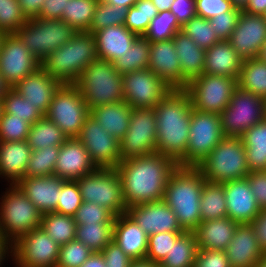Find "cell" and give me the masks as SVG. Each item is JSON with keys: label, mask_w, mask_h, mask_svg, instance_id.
I'll use <instances>...</instances> for the list:
<instances>
[{"label": "cell", "mask_w": 266, "mask_h": 267, "mask_svg": "<svg viewBox=\"0 0 266 267\" xmlns=\"http://www.w3.org/2000/svg\"><path fill=\"white\" fill-rule=\"evenodd\" d=\"M114 224H77L76 240L93 252H101L113 241Z\"/></svg>", "instance_id": "42"}, {"label": "cell", "mask_w": 266, "mask_h": 267, "mask_svg": "<svg viewBox=\"0 0 266 267\" xmlns=\"http://www.w3.org/2000/svg\"><path fill=\"white\" fill-rule=\"evenodd\" d=\"M82 203V196L77 181L65 180L60 189L56 212L74 216Z\"/></svg>", "instance_id": "54"}, {"label": "cell", "mask_w": 266, "mask_h": 267, "mask_svg": "<svg viewBox=\"0 0 266 267\" xmlns=\"http://www.w3.org/2000/svg\"><path fill=\"white\" fill-rule=\"evenodd\" d=\"M9 87L7 86V84L4 82L2 76L0 75V99H2V97L5 94V91L8 89Z\"/></svg>", "instance_id": "72"}, {"label": "cell", "mask_w": 266, "mask_h": 267, "mask_svg": "<svg viewBox=\"0 0 266 267\" xmlns=\"http://www.w3.org/2000/svg\"><path fill=\"white\" fill-rule=\"evenodd\" d=\"M173 39L150 43L148 69L171 89H181V65Z\"/></svg>", "instance_id": "23"}, {"label": "cell", "mask_w": 266, "mask_h": 267, "mask_svg": "<svg viewBox=\"0 0 266 267\" xmlns=\"http://www.w3.org/2000/svg\"><path fill=\"white\" fill-rule=\"evenodd\" d=\"M130 267H158V265L149 260L143 259L132 261Z\"/></svg>", "instance_id": "69"}, {"label": "cell", "mask_w": 266, "mask_h": 267, "mask_svg": "<svg viewBox=\"0 0 266 267\" xmlns=\"http://www.w3.org/2000/svg\"><path fill=\"white\" fill-rule=\"evenodd\" d=\"M127 10L128 8L114 6L104 2L103 0H99L94 12L89 33L93 34L95 31L109 26L124 25Z\"/></svg>", "instance_id": "48"}, {"label": "cell", "mask_w": 266, "mask_h": 267, "mask_svg": "<svg viewBox=\"0 0 266 267\" xmlns=\"http://www.w3.org/2000/svg\"><path fill=\"white\" fill-rule=\"evenodd\" d=\"M265 9L266 0H248L242 11L248 14L262 15Z\"/></svg>", "instance_id": "64"}, {"label": "cell", "mask_w": 266, "mask_h": 267, "mask_svg": "<svg viewBox=\"0 0 266 267\" xmlns=\"http://www.w3.org/2000/svg\"><path fill=\"white\" fill-rule=\"evenodd\" d=\"M206 182L196 167L177 166L170 174L163 201L173 210L184 231H193L202 222L200 198Z\"/></svg>", "instance_id": "3"}, {"label": "cell", "mask_w": 266, "mask_h": 267, "mask_svg": "<svg viewBox=\"0 0 266 267\" xmlns=\"http://www.w3.org/2000/svg\"><path fill=\"white\" fill-rule=\"evenodd\" d=\"M158 9L151 0H137L127 10L124 26L138 36H144L149 24L158 14Z\"/></svg>", "instance_id": "44"}, {"label": "cell", "mask_w": 266, "mask_h": 267, "mask_svg": "<svg viewBox=\"0 0 266 267\" xmlns=\"http://www.w3.org/2000/svg\"><path fill=\"white\" fill-rule=\"evenodd\" d=\"M182 26L170 10L159 12L151 20L149 27L144 34L150 43L162 40L173 39L177 32L181 31Z\"/></svg>", "instance_id": "46"}, {"label": "cell", "mask_w": 266, "mask_h": 267, "mask_svg": "<svg viewBox=\"0 0 266 267\" xmlns=\"http://www.w3.org/2000/svg\"><path fill=\"white\" fill-rule=\"evenodd\" d=\"M260 248L266 253V209H261L258 216L250 223Z\"/></svg>", "instance_id": "62"}, {"label": "cell", "mask_w": 266, "mask_h": 267, "mask_svg": "<svg viewBox=\"0 0 266 267\" xmlns=\"http://www.w3.org/2000/svg\"><path fill=\"white\" fill-rule=\"evenodd\" d=\"M255 267H266V253L260 259V261L256 264Z\"/></svg>", "instance_id": "73"}, {"label": "cell", "mask_w": 266, "mask_h": 267, "mask_svg": "<svg viewBox=\"0 0 266 267\" xmlns=\"http://www.w3.org/2000/svg\"><path fill=\"white\" fill-rule=\"evenodd\" d=\"M238 86L266 100V62L257 57L243 60Z\"/></svg>", "instance_id": "37"}, {"label": "cell", "mask_w": 266, "mask_h": 267, "mask_svg": "<svg viewBox=\"0 0 266 267\" xmlns=\"http://www.w3.org/2000/svg\"><path fill=\"white\" fill-rule=\"evenodd\" d=\"M227 204V217L239 224L251 223L261 211L247 178L221 183Z\"/></svg>", "instance_id": "21"}, {"label": "cell", "mask_w": 266, "mask_h": 267, "mask_svg": "<svg viewBox=\"0 0 266 267\" xmlns=\"http://www.w3.org/2000/svg\"><path fill=\"white\" fill-rule=\"evenodd\" d=\"M237 87L236 78L203 73L193 78L185 90L195 110L219 115L228 106Z\"/></svg>", "instance_id": "12"}, {"label": "cell", "mask_w": 266, "mask_h": 267, "mask_svg": "<svg viewBox=\"0 0 266 267\" xmlns=\"http://www.w3.org/2000/svg\"><path fill=\"white\" fill-rule=\"evenodd\" d=\"M92 253L81 241L72 240L60 246L56 267H80Z\"/></svg>", "instance_id": "51"}, {"label": "cell", "mask_w": 266, "mask_h": 267, "mask_svg": "<svg viewBox=\"0 0 266 267\" xmlns=\"http://www.w3.org/2000/svg\"><path fill=\"white\" fill-rule=\"evenodd\" d=\"M5 34L6 33L0 31V50H1V44H2V41H3L4 37H5Z\"/></svg>", "instance_id": "74"}, {"label": "cell", "mask_w": 266, "mask_h": 267, "mask_svg": "<svg viewBox=\"0 0 266 267\" xmlns=\"http://www.w3.org/2000/svg\"><path fill=\"white\" fill-rule=\"evenodd\" d=\"M224 187L220 183L206 182L200 198L201 220L227 217V204Z\"/></svg>", "instance_id": "38"}, {"label": "cell", "mask_w": 266, "mask_h": 267, "mask_svg": "<svg viewBox=\"0 0 266 267\" xmlns=\"http://www.w3.org/2000/svg\"><path fill=\"white\" fill-rule=\"evenodd\" d=\"M258 59H260L261 61L266 62V41L264 42V44L260 47L259 49V53L256 56Z\"/></svg>", "instance_id": "70"}, {"label": "cell", "mask_w": 266, "mask_h": 267, "mask_svg": "<svg viewBox=\"0 0 266 267\" xmlns=\"http://www.w3.org/2000/svg\"><path fill=\"white\" fill-rule=\"evenodd\" d=\"M261 16L266 20V9Z\"/></svg>", "instance_id": "76"}, {"label": "cell", "mask_w": 266, "mask_h": 267, "mask_svg": "<svg viewBox=\"0 0 266 267\" xmlns=\"http://www.w3.org/2000/svg\"><path fill=\"white\" fill-rule=\"evenodd\" d=\"M0 199L2 239L12 244L21 235L41 227L42 214L16 184L9 185Z\"/></svg>", "instance_id": "7"}, {"label": "cell", "mask_w": 266, "mask_h": 267, "mask_svg": "<svg viewBox=\"0 0 266 267\" xmlns=\"http://www.w3.org/2000/svg\"><path fill=\"white\" fill-rule=\"evenodd\" d=\"M62 84L39 67L36 71L17 82L12 89L29 100L46 115L55 92Z\"/></svg>", "instance_id": "24"}, {"label": "cell", "mask_w": 266, "mask_h": 267, "mask_svg": "<svg viewBox=\"0 0 266 267\" xmlns=\"http://www.w3.org/2000/svg\"><path fill=\"white\" fill-rule=\"evenodd\" d=\"M44 0H18L23 13L27 19H34L39 17Z\"/></svg>", "instance_id": "63"}, {"label": "cell", "mask_w": 266, "mask_h": 267, "mask_svg": "<svg viewBox=\"0 0 266 267\" xmlns=\"http://www.w3.org/2000/svg\"><path fill=\"white\" fill-rule=\"evenodd\" d=\"M132 108L125 102L97 106L90 115L112 136L120 140L128 130Z\"/></svg>", "instance_id": "33"}, {"label": "cell", "mask_w": 266, "mask_h": 267, "mask_svg": "<svg viewBox=\"0 0 266 267\" xmlns=\"http://www.w3.org/2000/svg\"><path fill=\"white\" fill-rule=\"evenodd\" d=\"M96 59L94 34L76 32L70 41L41 61V67L61 84H75L84 69Z\"/></svg>", "instance_id": "4"}, {"label": "cell", "mask_w": 266, "mask_h": 267, "mask_svg": "<svg viewBox=\"0 0 266 267\" xmlns=\"http://www.w3.org/2000/svg\"><path fill=\"white\" fill-rule=\"evenodd\" d=\"M41 67L20 39L14 34H5L0 50V75L9 88Z\"/></svg>", "instance_id": "18"}, {"label": "cell", "mask_w": 266, "mask_h": 267, "mask_svg": "<svg viewBox=\"0 0 266 267\" xmlns=\"http://www.w3.org/2000/svg\"><path fill=\"white\" fill-rule=\"evenodd\" d=\"M122 80L124 101L132 109H153L171 90L149 69L126 73Z\"/></svg>", "instance_id": "16"}, {"label": "cell", "mask_w": 266, "mask_h": 267, "mask_svg": "<svg viewBox=\"0 0 266 267\" xmlns=\"http://www.w3.org/2000/svg\"><path fill=\"white\" fill-rule=\"evenodd\" d=\"M235 8L231 0H195L196 15L207 20Z\"/></svg>", "instance_id": "56"}, {"label": "cell", "mask_w": 266, "mask_h": 267, "mask_svg": "<svg viewBox=\"0 0 266 267\" xmlns=\"http://www.w3.org/2000/svg\"><path fill=\"white\" fill-rule=\"evenodd\" d=\"M74 85L79 89L89 110L124 101L122 75L114 63L107 60H93Z\"/></svg>", "instance_id": "5"}, {"label": "cell", "mask_w": 266, "mask_h": 267, "mask_svg": "<svg viewBox=\"0 0 266 267\" xmlns=\"http://www.w3.org/2000/svg\"><path fill=\"white\" fill-rule=\"evenodd\" d=\"M99 0H70L61 20L76 32H89Z\"/></svg>", "instance_id": "40"}, {"label": "cell", "mask_w": 266, "mask_h": 267, "mask_svg": "<svg viewBox=\"0 0 266 267\" xmlns=\"http://www.w3.org/2000/svg\"><path fill=\"white\" fill-rule=\"evenodd\" d=\"M90 110L74 84H62L55 92L46 117L68 138H77Z\"/></svg>", "instance_id": "11"}, {"label": "cell", "mask_w": 266, "mask_h": 267, "mask_svg": "<svg viewBox=\"0 0 266 267\" xmlns=\"http://www.w3.org/2000/svg\"><path fill=\"white\" fill-rule=\"evenodd\" d=\"M224 251L230 267H255L265 254L257 243L250 223L238 224Z\"/></svg>", "instance_id": "26"}, {"label": "cell", "mask_w": 266, "mask_h": 267, "mask_svg": "<svg viewBox=\"0 0 266 267\" xmlns=\"http://www.w3.org/2000/svg\"><path fill=\"white\" fill-rule=\"evenodd\" d=\"M181 32L189 36L196 45L203 49H208L221 41L216 32H213L210 21L197 15L182 26Z\"/></svg>", "instance_id": "47"}, {"label": "cell", "mask_w": 266, "mask_h": 267, "mask_svg": "<svg viewBox=\"0 0 266 267\" xmlns=\"http://www.w3.org/2000/svg\"><path fill=\"white\" fill-rule=\"evenodd\" d=\"M96 167L116 168L120 161V142L89 115L77 137Z\"/></svg>", "instance_id": "17"}, {"label": "cell", "mask_w": 266, "mask_h": 267, "mask_svg": "<svg viewBox=\"0 0 266 267\" xmlns=\"http://www.w3.org/2000/svg\"><path fill=\"white\" fill-rule=\"evenodd\" d=\"M158 9V12L170 10L173 0H151Z\"/></svg>", "instance_id": "68"}, {"label": "cell", "mask_w": 266, "mask_h": 267, "mask_svg": "<svg viewBox=\"0 0 266 267\" xmlns=\"http://www.w3.org/2000/svg\"><path fill=\"white\" fill-rule=\"evenodd\" d=\"M157 124L154 109H132L129 127L119 140L121 160L156 153Z\"/></svg>", "instance_id": "15"}, {"label": "cell", "mask_w": 266, "mask_h": 267, "mask_svg": "<svg viewBox=\"0 0 266 267\" xmlns=\"http://www.w3.org/2000/svg\"><path fill=\"white\" fill-rule=\"evenodd\" d=\"M76 31L61 19H28L14 34L40 62L66 44Z\"/></svg>", "instance_id": "8"}, {"label": "cell", "mask_w": 266, "mask_h": 267, "mask_svg": "<svg viewBox=\"0 0 266 267\" xmlns=\"http://www.w3.org/2000/svg\"><path fill=\"white\" fill-rule=\"evenodd\" d=\"M219 116L225 137H241L266 117V100L238 86Z\"/></svg>", "instance_id": "10"}, {"label": "cell", "mask_w": 266, "mask_h": 267, "mask_svg": "<svg viewBox=\"0 0 266 267\" xmlns=\"http://www.w3.org/2000/svg\"><path fill=\"white\" fill-rule=\"evenodd\" d=\"M241 12V9L235 8L231 12H225L209 20L213 27V32H216L217 37L221 41L229 40L237 25Z\"/></svg>", "instance_id": "55"}, {"label": "cell", "mask_w": 266, "mask_h": 267, "mask_svg": "<svg viewBox=\"0 0 266 267\" xmlns=\"http://www.w3.org/2000/svg\"><path fill=\"white\" fill-rule=\"evenodd\" d=\"M2 111H3V109H2V100L0 99V117H1Z\"/></svg>", "instance_id": "75"}, {"label": "cell", "mask_w": 266, "mask_h": 267, "mask_svg": "<svg viewBox=\"0 0 266 267\" xmlns=\"http://www.w3.org/2000/svg\"><path fill=\"white\" fill-rule=\"evenodd\" d=\"M60 245L41 227L21 235L12 243L15 267H56Z\"/></svg>", "instance_id": "14"}, {"label": "cell", "mask_w": 266, "mask_h": 267, "mask_svg": "<svg viewBox=\"0 0 266 267\" xmlns=\"http://www.w3.org/2000/svg\"><path fill=\"white\" fill-rule=\"evenodd\" d=\"M177 166L173 159L159 153L121 160L115 169L127 208L163 200L170 174Z\"/></svg>", "instance_id": "1"}, {"label": "cell", "mask_w": 266, "mask_h": 267, "mask_svg": "<svg viewBox=\"0 0 266 267\" xmlns=\"http://www.w3.org/2000/svg\"><path fill=\"white\" fill-rule=\"evenodd\" d=\"M194 267H230V264L225 251L198 248Z\"/></svg>", "instance_id": "57"}, {"label": "cell", "mask_w": 266, "mask_h": 267, "mask_svg": "<svg viewBox=\"0 0 266 267\" xmlns=\"http://www.w3.org/2000/svg\"><path fill=\"white\" fill-rule=\"evenodd\" d=\"M28 19L18 0H0V31L12 34L18 31Z\"/></svg>", "instance_id": "49"}, {"label": "cell", "mask_w": 266, "mask_h": 267, "mask_svg": "<svg viewBox=\"0 0 266 267\" xmlns=\"http://www.w3.org/2000/svg\"><path fill=\"white\" fill-rule=\"evenodd\" d=\"M170 11L177 18L178 23L183 26L196 16L195 0H173Z\"/></svg>", "instance_id": "60"}, {"label": "cell", "mask_w": 266, "mask_h": 267, "mask_svg": "<svg viewBox=\"0 0 266 267\" xmlns=\"http://www.w3.org/2000/svg\"><path fill=\"white\" fill-rule=\"evenodd\" d=\"M67 139L62 130L44 116L30 126L27 142L32 150H40L48 145L61 146Z\"/></svg>", "instance_id": "36"}, {"label": "cell", "mask_w": 266, "mask_h": 267, "mask_svg": "<svg viewBox=\"0 0 266 267\" xmlns=\"http://www.w3.org/2000/svg\"><path fill=\"white\" fill-rule=\"evenodd\" d=\"M9 256H12V244L9 241L0 238V266L4 265L3 261Z\"/></svg>", "instance_id": "66"}, {"label": "cell", "mask_w": 266, "mask_h": 267, "mask_svg": "<svg viewBox=\"0 0 266 267\" xmlns=\"http://www.w3.org/2000/svg\"><path fill=\"white\" fill-rule=\"evenodd\" d=\"M173 42L181 65V89H186L193 78L203 74L206 49L181 31L176 33Z\"/></svg>", "instance_id": "30"}, {"label": "cell", "mask_w": 266, "mask_h": 267, "mask_svg": "<svg viewBox=\"0 0 266 267\" xmlns=\"http://www.w3.org/2000/svg\"><path fill=\"white\" fill-rule=\"evenodd\" d=\"M225 137L220 116L192 109L189 138L182 167H197Z\"/></svg>", "instance_id": "13"}, {"label": "cell", "mask_w": 266, "mask_h": 267, "mask_svg": "<svg viewBox=\"0 0 266 267\" xmlns=\"http://www.w3.org/2000/svg\"><path fill=\"white\" fill-rule=\"evenodd\" d=\"M182 233L183 232H161L149 235L145 259L159 266L172 248V245H174L176 239Z\"/></svg>", "instance_id": "50"}, {"label": "cell", "mask_w": 266, "mask_h": 267, "mask_svg": "<svg viewBox=\"0 0 266 267\" xmlns=\"http://www.w3.org/2000/svg\"><path fill=\"white\" fill-rule=\"evenodd\" d=\"M101 254L106 267H130L133 261L114 241L108 243Z\"/></svg>", "instance_id": "58"}, {"label": "cell", "mask_w": 266, "mask_h": 267, "mask_svg": "<svg viewBox=\"0 0 266 267\" xmlns=\"http://www.w3.org/2000/svg\"><path fill=\"white\" fill-rule=\"evenodd\" d=\"M60 146H50L32 150L24 177H44L54 175Z\"/></svg>", "instance_id": "45"}, {"label": "cell", "mask_w": 266, "mask_h": 267, "mask_svg": "<svg viewBox=\"0 0 266 267\" xmlns=\"http://www.w3.org/2000/svg\"><path fill=\"white\" fill-rule=\"evenodd\" d=\"M126 213L148 236L161 232H184L177 216L163 200L130 206Z\"/></svg>", "instance_id": "19"}, {"label": "cell", "mask_w": 266, "mask_h": 267, "mask_svg": "<svg viewBox=\"0 0 266 267\" xmlns=\"http://www.w3.org/2000/svg\"><path fill=\"white\" fill-rule=\"evenodd\" d=\"M64 181L55 175L24 177L16 185L43 215L56 212L60 189Z\"/></svg>", "instance_id": "25"}, {"label": "cell", "mask_w": 266, "mask_h": 267, "mask_svg": "<svg viewBox=\"0 0 266 267\" xmlns=\"http://www.w3.org/2000/svg\"><path fill=\"white\" fill-rule=\"evenodd\" d=\"M99 59L114 63L123 56L139 37L124 25L109 26L95 31Z\"/></svg>", "instance_id": "28"}, {"label": "cell", "mask_w": 266, "mask_h": 267, "mask_svg": "<svg viewBox=\"0 0 266 267\" xmlns=\"http://www.w3.org/2000/svg\"><path fill=\"white\" fill-rule=\"evenodd\" d=\"M228 41L242 60L256 57L266 41V20L242 11Z\"/></svg>", "instance_id": "20"}, {"label": "cell", "mask_w": 266, "mask_h": 267, "mask_svg": "<svg viewBox=\"0 0 266 267\" xmlns=\"http://www.w3.org/2000/svg\"><path fill=\"white\" fill-rule=\"evenodd\" d=\"M76 224H114L115 215L94 202H83L74 215Z\"/></svg>", "instance_id": "52"}, {"label": "cell", "mask_w": 266, "mask_h": 267, "mask_svg": "<svg viewBox=\"0 0 266 267\" xmlns=\"http://www.w3.org/2000/svg\"><path fill=\"white\" fill-rule=\"evenodd\" d=\"M1 100L3 112L23 119L30 125L45 116L38 108L33 106L29 100H26L12 88H8L5 91Z\"/></svg>", "instance_id": "43"}, {"label": "cell", "mask_w": 266, "mask_h": 267, "mask_svg": "<svg viewBox=\"0 0 266 267\" xmlns=\"http://www.w3.org/2000/svg\"><path fill=\"white\" fill-rule=\"evenodd\" d=\"M149 57L150 42L143 36H139L131 48L114 62V66L121 75L148 69Z\"/></svg>", "instance_id": "41"}, {"label": "cell", "mask_w": 266, "mask_h": 267, "mask_svg": "<svg viewBox=\"0 0 266 267\" xmlns=\"http://www.w3.org/2000/svg\"><path fill=\"white\" fill-rule=\"evenodd\" d=\"M196 168L210 183L246 178L250 171L242 138L224 137Z\"/></svg>", "instance_id": "6"}, {"label": "cell", "mask_w": 266, "mask_h": 267, "mask_svg": "<svg viewBox=\"0 0 266 267\" xmlns=\"http://www.w3.org/2000/svg\"><path fill=\"white\" fill-rule=\"evenodd\" d=\"M243 60L228 40H222L206 49L205 74L229 76L238 80Z\"/></svg>", "instance_id": "32"}, {"label": "cell", "mask_w": 266, "mask_h": 267, "mask_svg": "<svg viewBox=\"0 0 266 267\" xmlns=\"http://www.w3.org/2000/svg\"><path fill=\"white\" fill-rule=\"evenodd\" d=\"M239 223L228 217L201 222L193 233L197 247L204 250H225Z\"/></svg>", "instance_id": "31"}, {"label": "cell", "mask_w": 266, "mask_h": 267, "mask_svg": "<svg viewBox=\"0 0 266 267\" xmlns=\"http://www.w3.org/2000/svg\"><path fill=\"white\" fill-rule=\"evenodd\" d=\"M96 168L78 138H68L60 146L54 175L64 180H77Z\"/></svg>", "instance_id": "22"}, {"label": "cell", "mask_w": 266, "mask_h": 267, "mask_svg": "<svg viewBox=\"0 0 266 267\" xmlns=\"http://www.w3.org/2000/svg\"><path fill=\"white\" fill-rule=\"evenodd\" d=\"M70 0H44L39 13L41 19H61L62 11L66 10Z\"/></svg>", "instance_id": "61"}, {"label": "cell", "mask_w": 266, "mask_h": 267, "mask_svg": "<svg viewBox=\"0 0 266 267\" xmlns=\"http://www.w3.org/2000/svg\"><path fill=\"white\" fill-rule=\"evenodd\" d=\"M32 148L24 141H0V177L10 185L24 178Z\"/></svg>", "instance_id": "29"}, {"label": "cell", "mask_w": 266, "mask_h": 267, "mask_svg": "<svg viewBox=\"0 0 266 267\" xmlns=\"http://www.w3.org/2000/svg\"><path fill=\"white\" fill-rule=\"evenodd\" d=\"M249 171H266V117L241 136Z\"/></svg>", "instance_id": "34"}, {"label": "cell", "mask_w": 266, "mask_h": 267, "mask_svg": "<svg viewBox=\"0 0 266 267\" xmlns=\"http://www.w3.org/2000/svg\"><path fill=\"white\" fill-rule=\"evenodd\" d=\"M76 181L83 202H94L107 208L115 216L126 213L122 181L115 168L97 167Z\"/></svg>", "instance_id": "9"}, {"label": "cell", "mask_w": 266, "mask_h": 267, "mask_svg": "<svg viewBox=\"0 0 266 267\" xmlns=\"http://www.w3.org/2000/svg\"><path fill=\"white\" fill-rule=\"evenodd\" d=\"M197 250L193 231H184L158 267H194Z\"/></svg>", "instance_id": "35"}, {"label": "cell", "mask_w": 266, "mask_h": 267, "mask_svg": "<svg viewBox=\"0 0 266 267\" xmlns=\"http://www.w3.org/2000/svg\"><path fill=\"white\" fill-rule=\"evenodd\" d=\"M231 2L236 8L242 10L246 6L248 0H231Z\"/></svg>", "instance_id": "71"}, {"label": "cell", "mask_w": 266, "mask_h": 267, "mask_svg": "<svg viewBox=\"0 0 266 267\" xmlns=\"http://www.w3.org/2000/svg\"><path fill=\"white\" fill-rule=\"evenodd\" d=\"M77 224L74 216L57 212L41 216V228L60 246L75 240Z\"/></svg>", "instance_id": "39"}, {"label": "cell", "mask_w": 266, "mask_h": 267, "mask_svg": "<svg viewBox=\"0 0 266 267\" xmlns=\"http://www.w3.org/2000/svg\"><path fill=\"white\" fill-rule=\"evenodd\" d=\"M149 236L127 214L115 216L113 241L133 261L146 258Z\"/></svg>", "instance_id": "27"}, {"label": "cell", "mask_w": 266, "mask_h": 267, "mask_svg": "<svg viewBox=\"0 0 266 267\" xmlns=\"http://www.w3.org/2000/svg\"><path fill=\"white\" fill-rule=\"evenodd\" d=\"M103 1L114 6H121L129 9L131 6H134L137 0H103Z\"/></svg>", "instance_id": "67"}, {"label": "cell", "mask_w": 266, "mask_h": 267, "mask_svg": "<svg viewBox=\"0 0 266 267\" xmlns=\"http://www.w3.org/2000/svg\"><path fill=\"white\" fill-rule=\"evenodd\" d=\"M260 209H266V171H252L246 177Z\"/></svg>", "instance_id": "59"}, {"label": "cell", "mask_w": 266, "mask_h": 267, "mask_svg": "<svg viewBox=\"0 0 266 267\" xmlns=\"http://www.w3.org/2000/svg\"><path fill=\"white\" fill-rule=\"evenodd\" d=\"M30 126L25 120L2 111L0 117V141L27 140Z\"/></svg>", "instance_id": "53"}, {"label": "cell", "mask_w": 266, "mask_h": 267, "mask_svg": "<svg viewBox=\"0 0 266 267\" xmlns=\"http://www.w3.org/2000/svg\"><path fill=\"white\" fill-rule=\"evenodd\" d=\"M80 267H106L101 252H93Z\"/></svg>", "instance_id": "65"}, {"label": "cell", "mask_w": 266, "mask_h": 267, "mask_svg": "<svg viewBox=\"0 0 266 267\" xmlns=\"http://www.w3.org/2000/svg\"><path fill=\"white\" fill-rule=\"evenodd\" d=\"M156 115V153L185 164L191 112V97L185 89H171L153 108Z\"/></svg>", "instance_id": "2"}]
</instances>
